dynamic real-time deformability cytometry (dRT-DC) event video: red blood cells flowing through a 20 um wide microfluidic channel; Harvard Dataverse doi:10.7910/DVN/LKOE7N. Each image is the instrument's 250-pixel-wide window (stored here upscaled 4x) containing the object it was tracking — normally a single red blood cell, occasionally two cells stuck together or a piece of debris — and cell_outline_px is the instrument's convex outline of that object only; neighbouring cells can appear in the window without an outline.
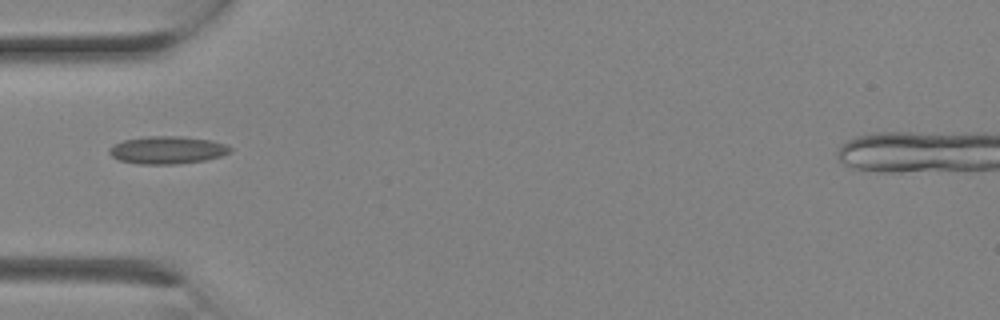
{"species": "Egyptian fruit bat (a non-hibernating species)", "species_latin": "Rousettus aegyptiacus", "temperature_condition": "room temperature", "stored_images_in_passage": 2, "camera_frame_rate_fps": 3000, "um_per_image_px": 0.085, "animal": {"sex": "female"}, "frame": {"image": 1, "passage_image": 2, "time_ms": 0.333, "image_size_px": [1000, 320], "cell_outline_px": [[232, 152], [220, 156], [204, 160], [176, 164], [140, 164], [120, 160], [112, 156], [108, 152], [108, 148], [124, 140], [148, 136], [180, 136], [212, 140], [224, 144], [232, 148]], "centroid_in_image_um": [14.24, 12.75], "position_along_channel_um": 70.8, "area_um2": 19.36}}